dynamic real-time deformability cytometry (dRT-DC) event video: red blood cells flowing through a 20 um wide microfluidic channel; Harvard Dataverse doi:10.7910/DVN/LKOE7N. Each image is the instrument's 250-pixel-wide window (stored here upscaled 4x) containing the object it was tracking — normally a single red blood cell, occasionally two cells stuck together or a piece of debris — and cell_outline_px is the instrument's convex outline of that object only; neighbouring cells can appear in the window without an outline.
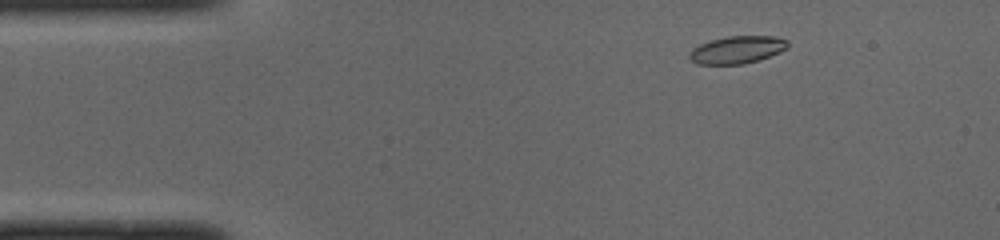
{"species": "common noctule bat (a hibernating species)", "species_latin": "Nyctalus noctula", "temperature_condition": "cold", "stored_images_in_passage": 47, "camera_frame_rate_fps": 3000, "um_per_image_px": 0.085, "animal": {"sex": "male", "body_mass_g": 19.0, "forearm_length_mm": 50.8}, "frame": {"image": 1, "passage_image": 4, "time_ms": 1.0, "image_size_px": [1000, 240], "cell_outline_px": [[788, 48], [780, 52], [744, 64], [696, 64], [688, 56], [688, 52], [692, 48], [700, 44], [712, 40], [728, 36], [776, 36], [788, 40]], "centroid_in_image_um": [62.65, 4.22], "position_along_channel_um": 22.4, "area_um2": 15.72}}
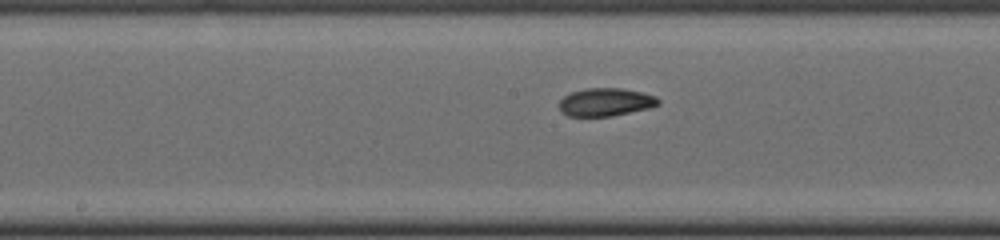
{"frame": {"image": 2, "passage_image": 22, "time_ms": 7.0, "image_size_px": [1000, 240], "cell_outline_px": [[660, 104], [648, 108], [612, 116], [568, 116], [560, 108], [560, 100], [564, 96], [572, 92], [588, 88], [620, 88], [640, 92], [656, 96], [660, 100]], "centroid_in_image_um": [51.5, 8.67], "position_along_channel_um": 196.7, "area_um2": 15.95}}
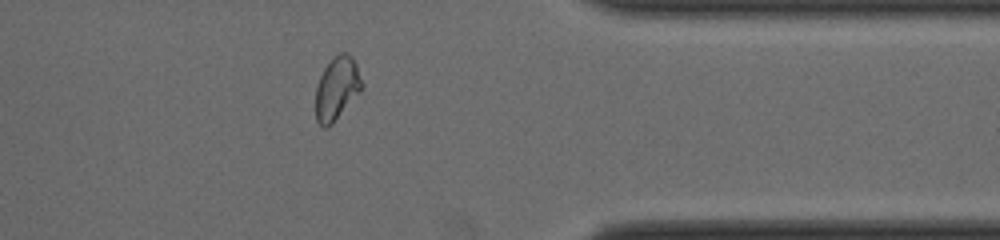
{"frame": {"image": 3, "passage_image": 37, "time_ms": 12.0, "image_size_px": [1000, 240], "cell_outline_px": [[364, 88], [332, 124], [324, 128], [316, 120], [316, 88], [320, 76], [324, 68], [340, 52], [348, 52], [352, 56], [356, 64], [364, 84]], "centroid_in_image_um": [28.66, 7.51], "position_along_channel_um": 382.7, "area_um2": 16.99}, "authors_computed_cell_mechanics": {"area_um2": 16.6464, "velocity_mm_per_s": 4.0163, "shape_relaxation_time_tau1_ms": 5.4909, "shape_relaxation_time_tau2_ms": 2.324, "deformation_change_tau1": 0.1689, "deformation_change_tau2": 0.0422}}